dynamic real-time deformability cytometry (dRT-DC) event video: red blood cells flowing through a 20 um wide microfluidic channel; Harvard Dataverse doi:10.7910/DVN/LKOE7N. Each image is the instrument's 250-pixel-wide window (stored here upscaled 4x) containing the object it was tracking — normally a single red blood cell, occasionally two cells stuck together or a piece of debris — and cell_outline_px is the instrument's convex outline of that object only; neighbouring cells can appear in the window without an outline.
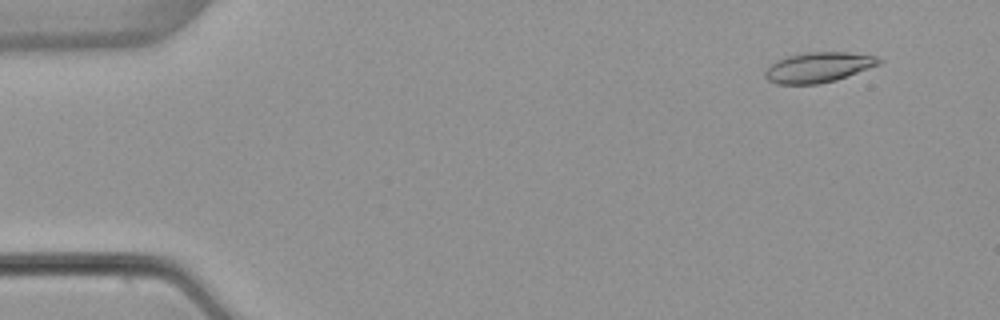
{"species": "common noctule bat (a hibernating species)", "species_latin": "Nyctalus noctula", "temperature_condition": "warm", "stored_images_in_passage": 30, "camera_frame_rate_fps": 3000, "um_per_image_px": 0.085, "animal": {"sex": "female", "body_mass_g": 22.7, "forearm_length_mm": 54.2}, "frame": {"image": 1, "passage_image": 5, "time_ms": 1.333, "image_size_px": [1000, 320], "cell_outline_px": [[884, 60], [880, 64], [836, 80], [820, 84], [776, 84], [768, 80], [764, 76], [764, 72], [776, 60], [788, 56], [808, 52], [848, 52], [876, 56]], "centroid_in_image_um": [69.57, 5.72], "position_along_channel_um": 15.4, "area_um2": 20.0}}
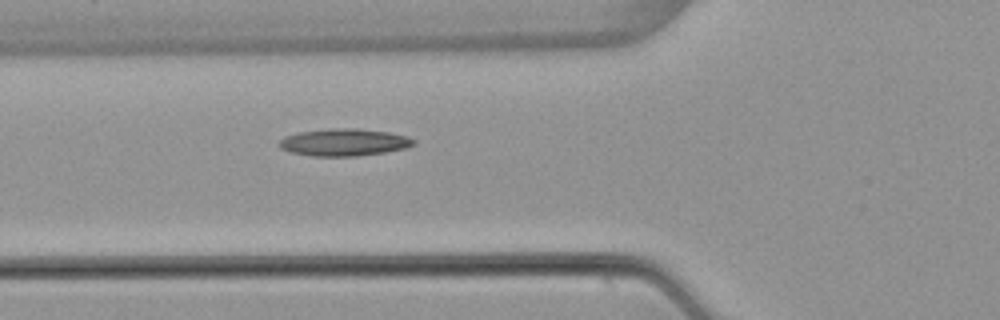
{"frame": {"image": 2, "passage_image": 20, "time_ms": 6.333, "image_size_px": [1000, 320], "cell_outline_px": [[416, 144], [404, 148], [384, 152], [356, 156], [312, 156], [288, 152], [280, 148], [276, 144], [284, 136], [296, 132], [328, 128], [356, 128], [388, 132], [408, 136], [416, 140]], "centroid_in_image_um": [29.19, 12.09], "position_along_channel_um": 96.6, "area_um2": 21.62}}
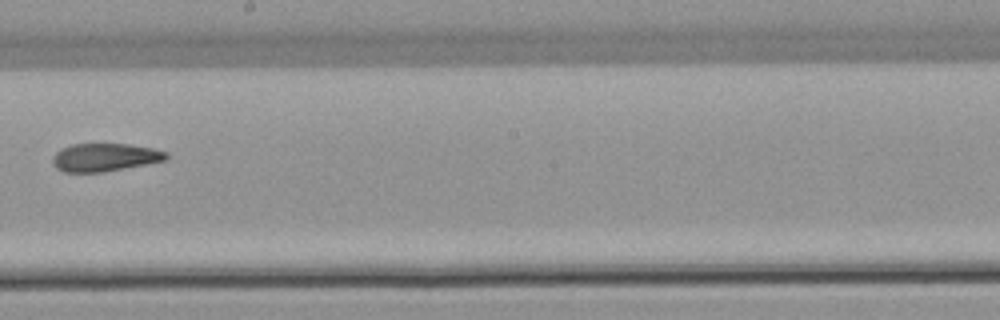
{"frame": {"image": 3, "passage_image": 30, "time_ms": 1676.667, "image_size_px": [1000, 320], "cell_outline_px": [[168, 160], [104, 172], [64, 172], [56, 168], [52, 164], [52, 156], [60, 148], [72, 144], [128, 144], [152, 148], [168, 152]], "centroid_in_image_um": [8.9, 13.37], "position_along_channel_um": 239.3, "area_um2": 18.73}}